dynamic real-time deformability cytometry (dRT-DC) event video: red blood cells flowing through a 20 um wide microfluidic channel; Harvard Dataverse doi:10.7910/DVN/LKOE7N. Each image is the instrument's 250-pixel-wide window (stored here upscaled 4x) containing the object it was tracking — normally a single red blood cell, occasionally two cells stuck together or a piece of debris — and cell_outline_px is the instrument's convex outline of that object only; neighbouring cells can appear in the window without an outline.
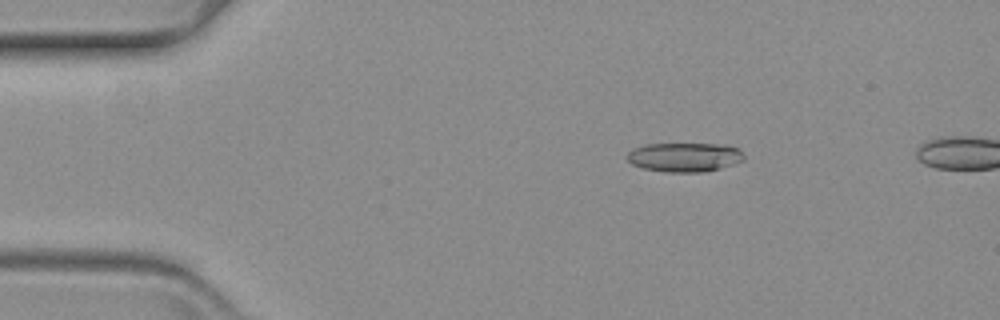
{"species": "common noctule bat (a hibernating species)", "species_latin": "Nyctalus noctula", "temperature_condition": "warm", "stored_images_in_passage": 17, "camera_frame_rate_fps": 3000, "um_per_image_px": 0.085, "animal": {"sex": "female", "body_mass_g": 19.3, "forearm_length_mm": 54.1}, "frame": {"image": 1, "passage_image": 10, "time_ms": 3.0, "image_size_px": [1000, 320], "cell_outline_px": [[744, 160], [720, 168], [704, 172], [668, 172], [644, 168], [632, 164], [628, 160], [628, 152], [632, 148], [648, 144], [724, 144], [736, 148], [744, 156]], "centroid_in_image_um": [58.17, 13.35], "position_along_channel_um": 26.8, "area_um2": 19.65}}